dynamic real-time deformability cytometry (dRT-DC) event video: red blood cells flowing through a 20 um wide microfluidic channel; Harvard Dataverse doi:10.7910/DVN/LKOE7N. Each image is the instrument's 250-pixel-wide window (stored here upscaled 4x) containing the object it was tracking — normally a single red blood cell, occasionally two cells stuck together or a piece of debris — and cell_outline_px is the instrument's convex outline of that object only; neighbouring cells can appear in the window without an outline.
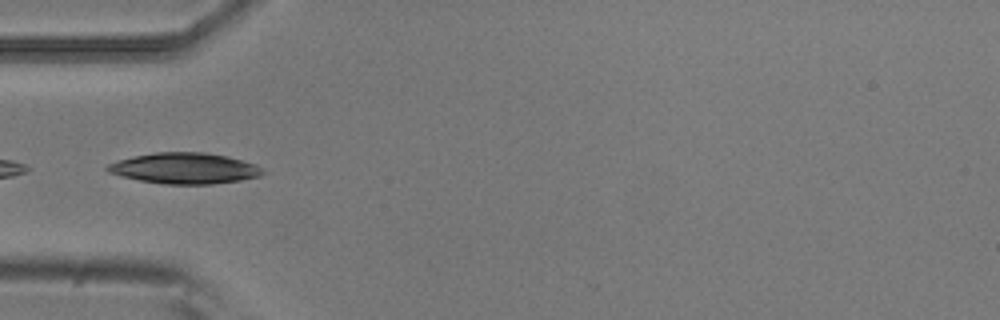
{"species": "common noctule bat (a hibernating species)", "species_latin": "Nyctalus noctula", "temperature_condition": "room temperature", "stored_images_in_passage": 4, "camera_frame_rate_fps": 3000, "um_per_image_px": 0.085, "animal": {"sex": "male", "body_mass_g": 20.5, "forearm_length_mm": 52.5}, "frame": {"image": 1, "passage_image": 4, "time_ms": 1.0, "image_size_px": [1000, 320], "cell_outline_px": [[264, 172], [260, 176], [240, 180], [212, 184], [164, 184], [140, 180], [120, 176], [108, 172], [104, 168], [108, 164], [120, 160], [136, 156], [156, 152], [204, 152], [228, 156], [256, 164]], "centroid_in_image_um": [15.69, 14.3], "position_along_channel_um": 69.3, "area_um2": 27.8}}